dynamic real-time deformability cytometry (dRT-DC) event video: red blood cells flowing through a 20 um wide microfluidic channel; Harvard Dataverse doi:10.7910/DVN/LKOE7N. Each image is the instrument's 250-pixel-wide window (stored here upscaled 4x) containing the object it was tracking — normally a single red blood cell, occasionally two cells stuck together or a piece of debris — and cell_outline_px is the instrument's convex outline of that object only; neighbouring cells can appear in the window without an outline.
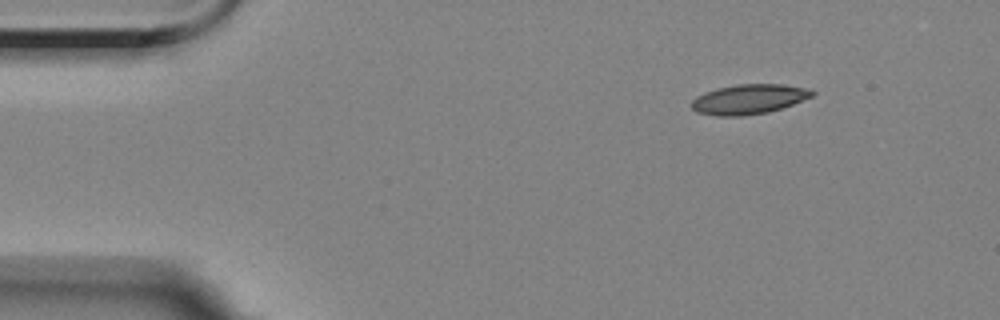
{"species": "Egyptian fruit bat (a non-hibernating species)", "species_latin": "Rousettus aegyptiacus", "temperature_condition": "room temperature", "stored_images_in_passage": 10, "camera_frame_rate_fps": 3000, "um_per_image_px": 0.085, "animal": {"sex": "female"}, "frame": {"image": 1, "passage_image": 1, "time_ms": 0.0, "image_size_px": [1000, 320], "cell_outline_px": [[816, 92], [812, 96], [792, 104], [768, 112], [744, 116], [716, 116], [696, 112], [692, 108], [692, 100], [696, 96], [704, 92], [716, 88], [736, 84], [784, 84], [812, 88]], "centroid_in_image_um": [63.65, 8.42], "position_along_channel_um": 21.3, "area_um2": 21.15}}
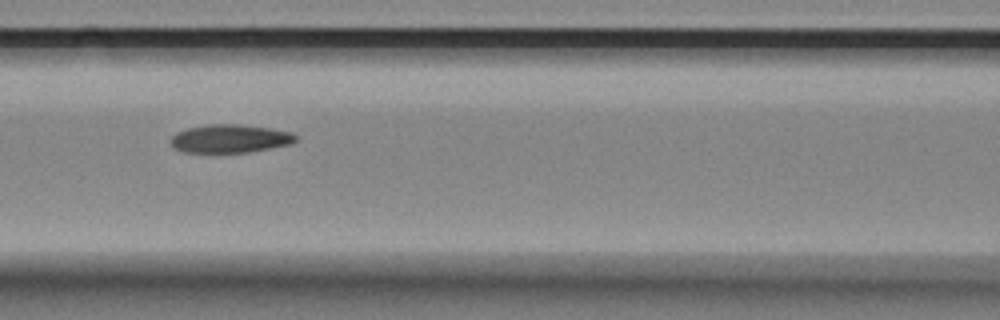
{"frame": {"image": 2, "passage_image": 6, "time_ms": 5.667, "image_size_px": [1000, 320], "cell_outline_px": [[296, 140], [292, 144], [248, 152], [184, 152], [176, 148], [172, 144], [172, 136], [176, 132], [188, 128], [208, 124], [240, 124], [268, 128], [292, 132], [296, 136]], "centroid_in_image_um": [19.57, 11.77], "position_along_channel_um": 147.0, "area_um2": 20.4}}
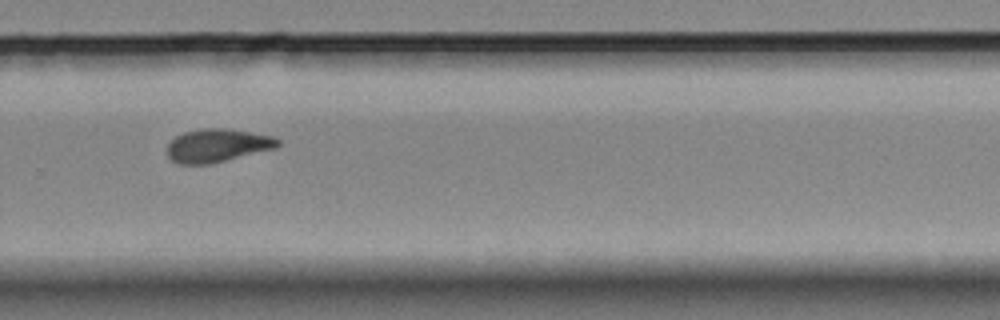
{"frame": {"image": 3, "passage_image": 10, "time_ms": 10.333, "image_size_px": [1000, 320], "cell_outline_px": [[280, 144], [276, 148], [208, 164], [180, 164], [172, 160], [168, 156], [168, 144], [176, 136], [184, 132], [200, 128], [224, 128], [272, 136], [280, 140]], "centroid_in_image_um": [18.46, 12.36], "position_along_channel_um": 311.3, "area_um2": 21.15}}